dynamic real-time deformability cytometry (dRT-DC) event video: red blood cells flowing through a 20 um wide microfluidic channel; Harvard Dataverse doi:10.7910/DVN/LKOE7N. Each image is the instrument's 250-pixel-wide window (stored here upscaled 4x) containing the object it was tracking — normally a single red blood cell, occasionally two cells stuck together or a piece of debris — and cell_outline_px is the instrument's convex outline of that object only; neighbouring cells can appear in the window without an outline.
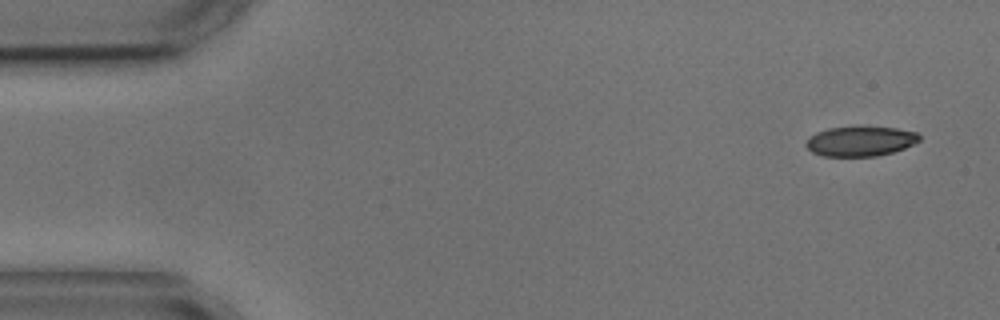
{"species": "common noctule bat (a hibernating species)", "species_latin": "Nyctalus noctula", "temperature_condition": "cold", "stored_images_in_passage": 5, "camera_frame_rate_fps": 3000, "um_per_image_px": 0.085, "animal": {"sex": "male", "body_mass_g": 17.9, "forearm_length_mm": 54.2}, "frame": {"image": 1, "passage_image": 1, "time_ms": 0.0, "image_size_px": [1000, 320], "cell_outline_px": [[920, 140], [904, 148], [892, 152], [876, 156], [824, 156], [812, 152], [804, 144], [808, 136], [816, 132], [828, 128], [864, 124], [896, 128], [916, 132], [920, 136]], "centroid_in_image_um": [73.1, 11.96], "position_along_channel_um": 11.9, "area_um2": 20.35}}
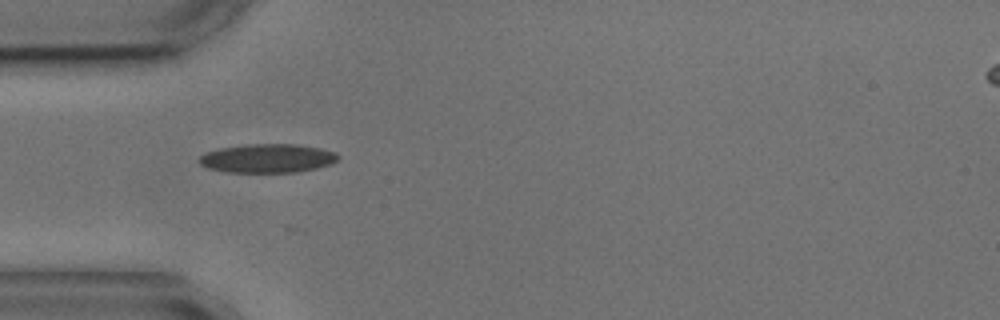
{"frame": {"image": 2, "passage_image": 4, "time_ms": 4.333, "image_size_px": [1000, 320], "cell_outline_px": [[340, 156], [332, 164], [316, 168], [296, 172], [228, 172], [208, 168], [200, 164], [200, 156], [208, 152], [220, 148], [244, 144], [296, 144], [320, 148], [336, 152]], "centroid_in_image_um": [22.77, 13.45], "position_along_channel_um": 62.2, "area_um2": 23.24}}